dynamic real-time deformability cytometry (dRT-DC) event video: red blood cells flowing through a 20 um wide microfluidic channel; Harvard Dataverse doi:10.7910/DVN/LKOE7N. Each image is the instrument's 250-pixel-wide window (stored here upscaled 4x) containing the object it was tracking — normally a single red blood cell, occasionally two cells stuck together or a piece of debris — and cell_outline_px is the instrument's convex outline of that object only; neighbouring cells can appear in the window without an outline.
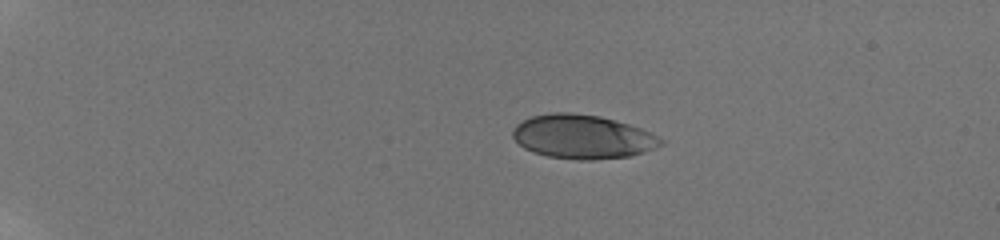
{"species": "human", "species_latin": "Homo sapiens", "temperature_condition": "room temperature", "stored_images_in_passage": 44, "camera_frame_rate_fps": 3000, "um_per_image_px": 0.085, "donor": {"sex": "male"}, "frame": {"image": 1, "passage_image": 1, "time_ms": 0.0, "image_size_px": [1000, 240], "cell_outline_px": [[664, 144], [656, 148], [644, 152], [628, 156], [592, 160], [576, 160], [548, 156], [532, 152], [524, 148], [512, 136], [512, 128], [516, 124], [532, 116], [552, 112], [568, 112], [600, 116], [628, 124], [640, 128], [664, 140]], "centroid_in_image_um": [49.5, 11.63], "position_along_channel_um": 35.5, "area_um2": 37.86}}
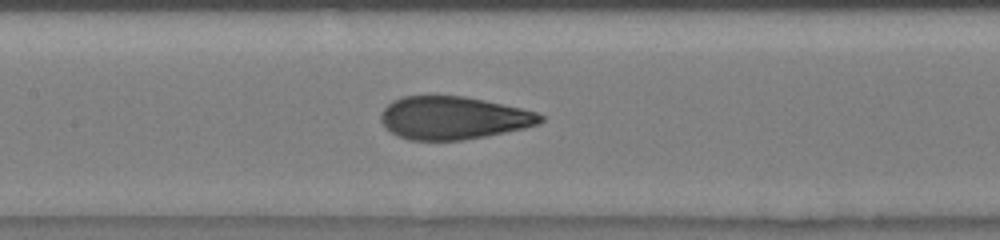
{"frame": {"image": 2, "passage_image": 19, "time_ms": 6.0, "image_size_px": [1000, 240], "cell_outline_px": [[544, 120], [540, 124], [524, 128], [464, 140], [408, 140], [396, 136], [384, 128], [380, 120], [380, 112], [392, 100], [404, 96], [428, 92], [464, 96], [484, 100], [520, 108], [536, 112], [544, 116]], "centroid_in_image_um": [38.45, 9.98], "position_along_channel_um": 169.0, "area_um2": 40.86}}
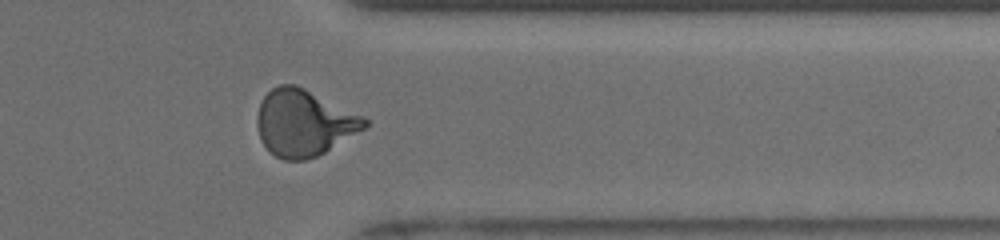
{"frame": {"image": 3, "passage_image": 36, "time_ms": 11.667, "image_size_px": [1000, 240], "cell_outline_px": [[368, 124], [364, 128], [324, 152], [316, 156], [304, 160], [284, 160], [268, 152], [260, 140], [256, 124], [256, 116], [260, 104], [264, 96], [272, 88], [280, 84], [296, 84], [364, 116], [368, 120]], "centroid_in_image_um": [25.79, 10.44], "position_along_channel_um": 385.6, "area_um2": 41.5}, "authors_computed_cell_mechanics": {"area_um2": 40.1132, "velocity_mm_per_s": 3.853, "shape_relaxation_time_tau1_ms": 4.6512, "shape_relaxation_time_tau2_ms": null, "deformation_change_tau1": 0.2075, "deformation_change_tau2": null}}